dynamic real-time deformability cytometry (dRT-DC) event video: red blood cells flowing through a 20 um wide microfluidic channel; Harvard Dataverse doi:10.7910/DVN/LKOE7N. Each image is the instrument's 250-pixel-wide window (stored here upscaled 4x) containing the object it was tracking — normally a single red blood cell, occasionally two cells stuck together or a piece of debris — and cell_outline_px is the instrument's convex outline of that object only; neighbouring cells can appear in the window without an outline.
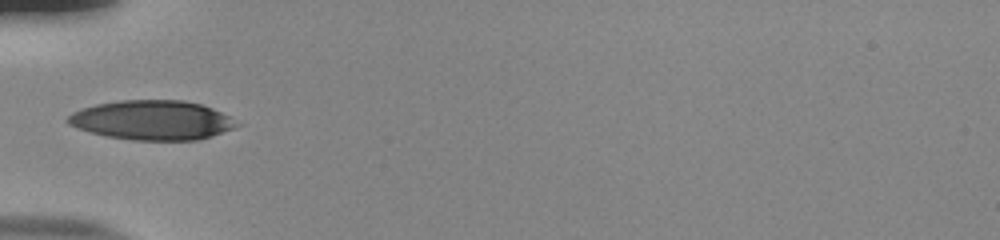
{"species": "human", "species_latin": "Homo sapiens", "temperature_condition": "room temperature", "stored_images_in_passage": 35, "camera_frame_rate_fps": 3000, "um_per_image_px": 0.085, "donor": {"sex": "male"}, "frame": {"image": 1, "passage_image": 1, "time_ms": 0.0, "image_size_px": [1000, 240], "cell_outline_px": [[240, 124], [232, 128], [212, 136], [196, 140], [132, 140], [108, 136], [76, 128], [68, 124], [64, 120], [72, 112], [96, 104], [120, 100], [184, 100], [200, 104], [212, 108], [228, 116]], "centroid_in_image_um": [12.9, 10.21], "position_along_channel_um": 72.1, "area_um2": 38.61}}
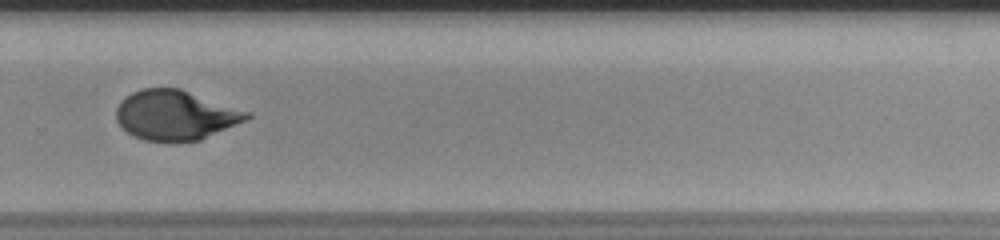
{"frame": {"image": 2, "passage_image": 20, "time_ms": 6.333, "image_size_px": [1000, 240], "cell_outline_px": [[252, 116], [248, 120], [200, 140], [172, 144], [144, 140], [132, 136], [116, 120], [116, 108], [132, 92], [140, 88], [180, 88], [252, 112]], "centroid_in_image_um": [14.96, 9.81], "position_along_channel_um": 314.8, "area_um2": 38.49}}
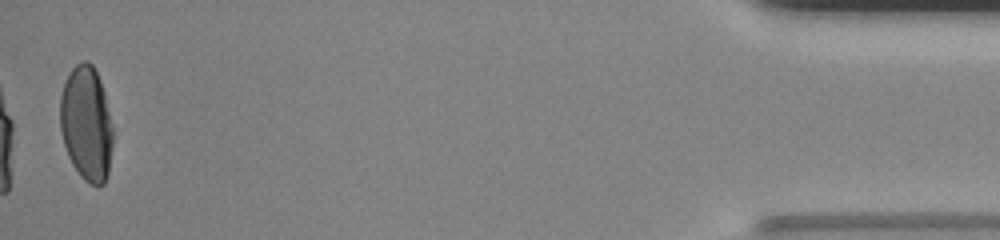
{"frame": {"image": 3, "passage_image": 35, "time_ms": 11.333, "image_size_px": [1000, 240], "cell_outline_px": [[112, 148], [108, 172], [104, 184], [88, 184], [80, 176], [72, 164], [68, 156], [64, 144], [60, 128], [60, 96], [64, 84], [72, 68], [76, 64], [84, 60], [88, 60], [92, 64], [100, 80], [104, 92], [112, 128]], "centroid_in_image_um": [7.33, 10.51], "position_along_channel_um": 427.9, "area_um2": 35.14}, "authors_computed_cell_mechanics": {"area_um2": 38.3792, "velocity_mm_per_s": 3.8412, "shape_relaxation_time_tau1_ms": 6.2412, "shape_relaxation_time_tau2_ms": 0.955, "deformation_change_tau1": 0.212, "deformation_change_tau2": 0.0563}}